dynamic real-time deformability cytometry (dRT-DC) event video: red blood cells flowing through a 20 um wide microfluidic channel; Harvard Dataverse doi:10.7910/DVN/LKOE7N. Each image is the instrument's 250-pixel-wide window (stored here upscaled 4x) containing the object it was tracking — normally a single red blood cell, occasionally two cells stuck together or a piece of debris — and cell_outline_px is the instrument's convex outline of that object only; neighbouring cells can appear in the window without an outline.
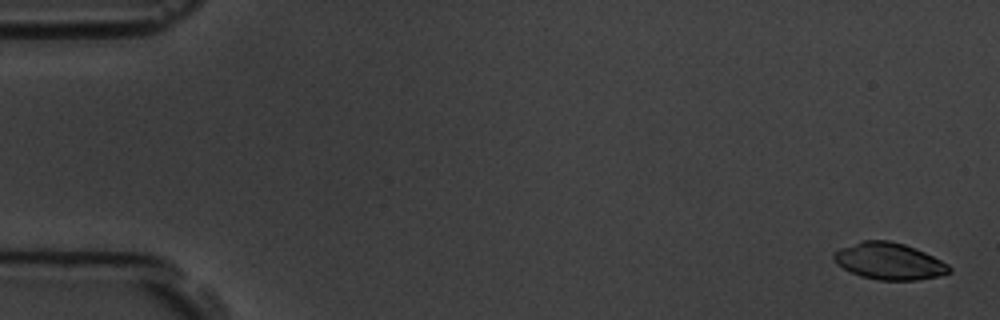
{"species": "common noctule bat (a hibernating species)", "species_latin": "Nyctalus noctula", "temperature_condition": "room temperature", "stored_images_in_passage": 6, "camera_frame_rate_fps": 3000, "um_per_image_px": 0.085, "animal": {"sex": "male", "body_mass_g": 19.5, "forearm_length_mm": 54.6}, "frame": {"image": 1, "passage_image": 1, "time_ms": 0.0, "image_size_px": [1000, 320], "cell_outline_px": [[952, 272], [936, 276], [916, 280], [880, 280], [860, 276], [836, 264], [832, 256], [840, 248], [860, 240], [888, 240], [904, 244], [916, 248], [948, 264], [952, 268]], "centroid_in_image_um": [75.57, 22.19], "position_along_channel_um": 9.4, "area_um2": 24.62}}